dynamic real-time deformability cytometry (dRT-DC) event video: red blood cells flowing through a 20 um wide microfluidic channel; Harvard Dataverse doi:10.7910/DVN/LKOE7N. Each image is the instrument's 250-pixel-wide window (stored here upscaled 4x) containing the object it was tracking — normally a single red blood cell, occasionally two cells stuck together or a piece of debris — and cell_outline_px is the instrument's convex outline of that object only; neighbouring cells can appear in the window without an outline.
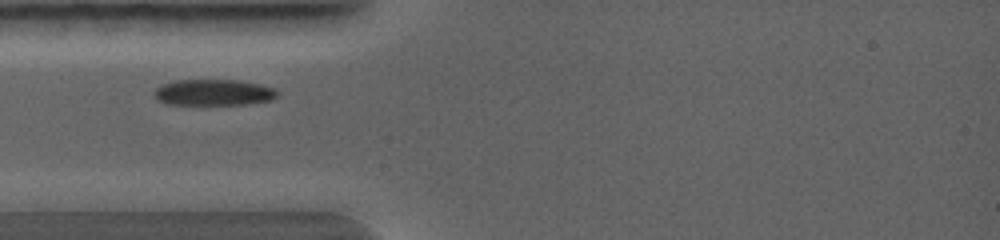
{"species": "common noctule bat (a hibernating species)", "species_latin": "Nyctalus noctula", "temperature_condition": "warm", "stored_images_in_passage": 10, "camera_frame_rate_fps": 5000, "um_per_image_px": 0.085, "animal": {"sex": "female", "body_mass_g": 19.0, "forearm_length_mm": 56.7}, "frame": {"image": 1, "passage_image": 1, "time_ms": 0.0, "image_size_px": [1000, 240], "cell_outline_px": [[280, 92], [272, 100], [244, 104], [164, 104], [156, 100], [152, 92], [160, 84], [172, 80], [240, 80], [260, 84], [272, 88]], "centroid_in_image_um": [18.09, 7.85], "position_along_channel_um": 66.9, "area_um2": 18.96}}
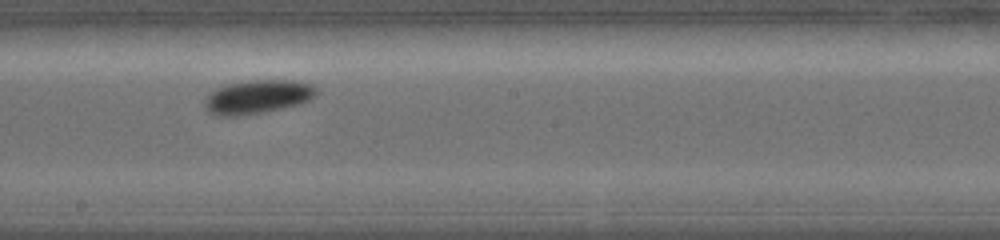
{"frame": {"image": 2, "passage_image": 5, "time_ms": 2.4, "image_size_px": [1000, 240], "cell_outline_px": [[320, 92], [316, 96], [300, 104], [264, 112], [236, 116], [216, 116], [208, 112], [204, 108], [204, 100], [216, 88], [228, 84], [256, 80], [292, 80], [312, 84]], "centroid_in_image_um": [21.91, 8.24], "position_along_channel_um": 226.3, "area_um2": 22.02}}
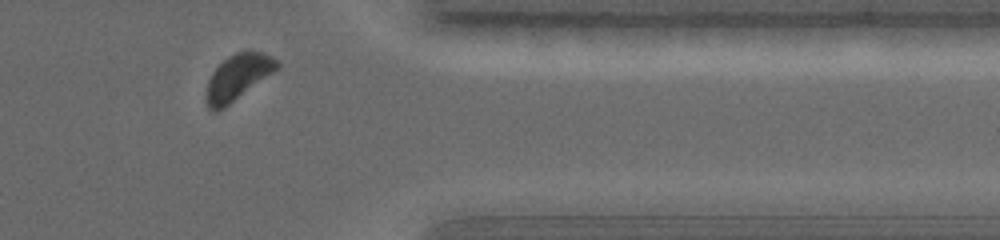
{"frame": {"image": 3, "passage_image": 9, "time_ms": 5.0, "image_size_px": [1000, 240], "cell_outline_px": [[280, 68], [224, 108], [216, 112], [208, 108], [204, 96], [208, 80], [212, 72], [228, 56], [236, 52], [260, 52], [272, 56], [280, 64]], "centroid_in_image_um": [20.2, 6.59], "position_along_channel_um": 391.2, "area_um2": 18.84}}